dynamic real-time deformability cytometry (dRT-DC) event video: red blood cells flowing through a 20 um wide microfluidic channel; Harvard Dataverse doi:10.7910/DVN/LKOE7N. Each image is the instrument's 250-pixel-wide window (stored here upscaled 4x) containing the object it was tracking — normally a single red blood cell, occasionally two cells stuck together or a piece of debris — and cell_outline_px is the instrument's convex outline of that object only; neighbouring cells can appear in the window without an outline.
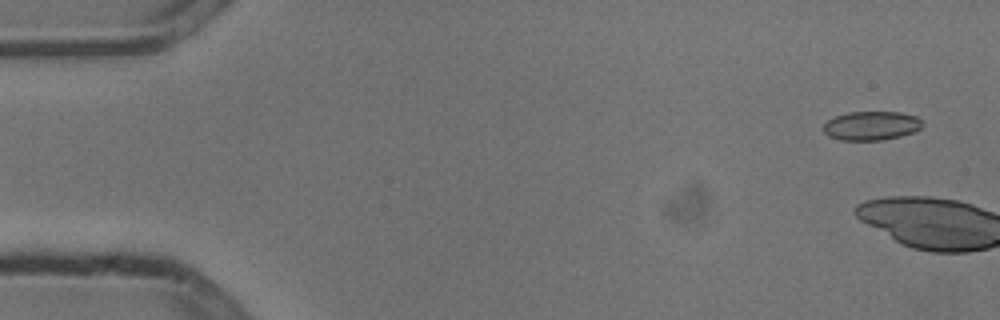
{"species": "common noctule bat (a hibernating species)", "species_latin": "Nyctalus noctula", "temperature_condition": "cold", "stored_images_in_passage": 5, "camera_frame_rate_fps": 3000, "um_per_image_px": 0.085, "animal": {"sex": "male", "body_mass_g": 13.3}, "frame": {"image": 1, "passage_image": 1, "time_ms": 0.0, "image_size_px": [1000, 320], "cell_outline_px": [[924, 124], [920, 128], [912, 132], [900, 136], [880, 140], [840, 140], [828, 136], [824, 132], [824, 124], [828, 120], [836, 116], [848, 112], [900, 112], [916, 116]], "centroid_in_image_um": [74.05, 10.68], "position_along_channel_um": 10.9, "area_um2": 16.59}}